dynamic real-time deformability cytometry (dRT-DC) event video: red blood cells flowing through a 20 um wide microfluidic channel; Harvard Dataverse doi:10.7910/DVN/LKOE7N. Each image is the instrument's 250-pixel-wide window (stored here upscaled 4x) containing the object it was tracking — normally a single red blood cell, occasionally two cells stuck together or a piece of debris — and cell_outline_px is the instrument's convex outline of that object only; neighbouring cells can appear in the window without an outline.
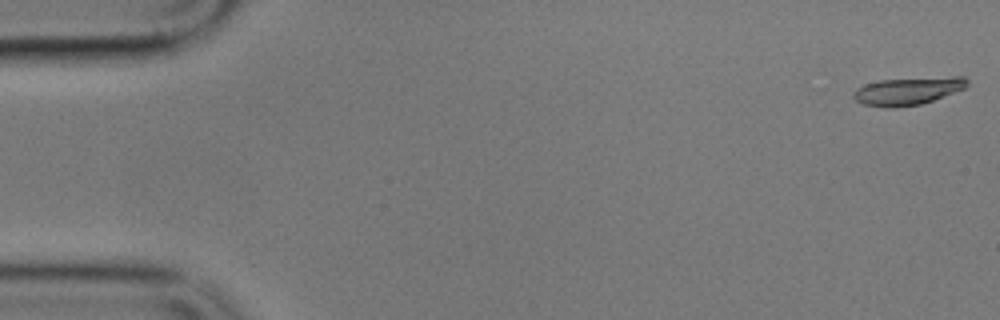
{"species": "common noctule bat (a hibernating species)", "species_latin": "Nyctalus noctula", "temperature_condition": "cold", "stored_images_in_passage": 6, "camera_frame_rate_fps": 3000, "um_per_image_px": 0.085, "animal": {"sex": "male", "body_mass_g": 17.9}, "frame": {"image": 1, "passage_image": 1, "time_ms": 0.0, "image_size_px": [1000, 320], "cell_outline_px": [[968, 84], [964, 88], [932, 100], [920, 104], [896, 108], [884, 108], [864, 104], [856, 100], [852, 96], [852, 92], [856, 88], [864, 84], [880, 80], [952, 76], [964, 76], [968, 80]], "centroid_in_image_um": [77.13, 7.73], "position_along_channel_um": 7.9, "area_um2": 18.38}}
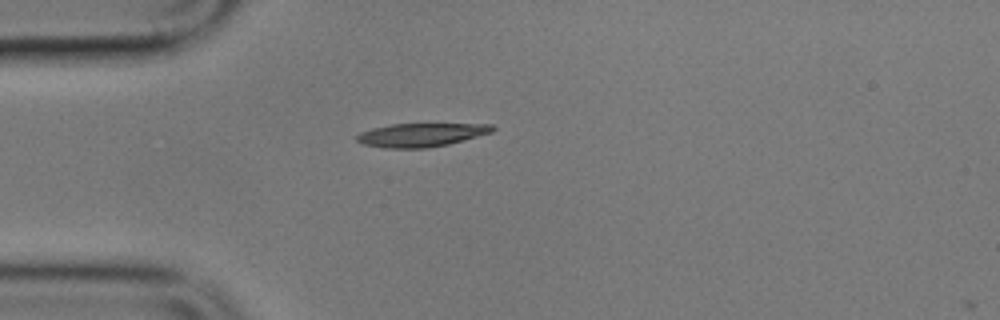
{"frame": {"image": 2, "passage_image": 5, "time_ms": 4.667, "image_size_px": [1000, 320], "cell_outline_px": [[496, 128], [492, 132], [464, 140], [448, 144], [428, 148], [384, 148], [364, 144], [356, 140], [356, 136], [360, 132], [372, 128], [392, 124], [492, 124]], "centroid_in_image_um": [35.79, 11.47], "position_along_channel_um": 49.2, "area_um2": 18.55}}